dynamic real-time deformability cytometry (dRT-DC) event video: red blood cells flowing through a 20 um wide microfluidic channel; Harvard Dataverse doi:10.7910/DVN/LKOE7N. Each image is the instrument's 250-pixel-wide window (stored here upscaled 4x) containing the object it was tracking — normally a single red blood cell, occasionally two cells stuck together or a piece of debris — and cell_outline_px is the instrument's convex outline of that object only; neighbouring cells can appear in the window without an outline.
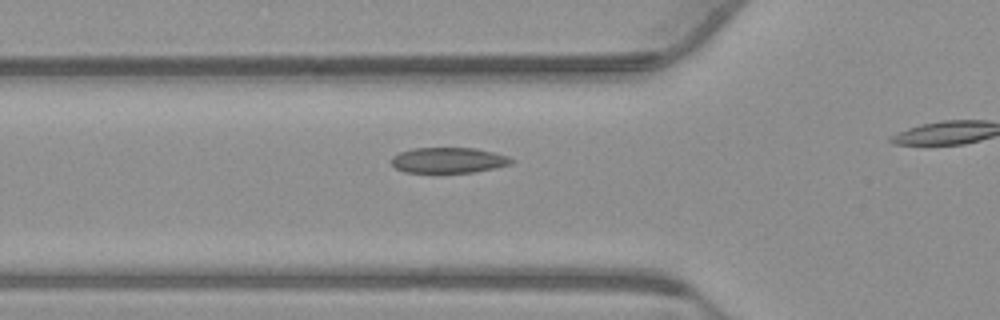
{"species": "common noctule bat (a hibernating species)", "species_latin": "Nyctalus noctula", "temperature_condition": "warm", "stored_images_in_passage": 18, "camera_frame_rate_fps": 3000, "um_per_image_px": 0.085, "animal": {"sex": "male", "body_mass_g": 23.1, "forearm_length_mm": 52.7}, "frame": {"image": 1, "passage_image": 13, "time_ms": 4.0, "image_size_px": [1000, 320], "cell_outline_px": [[516, 160], [512, 164], [496, 168], [472, 172], [404, 172], [396, 168], [388, 160], [392, 156], [400, 152], [412, 148], [476, 148], [508, 156]], "centroid_in_image_um": [38.12, 13.61], "position_along_channel_um": 87.7, "area_um2": 17.98}}
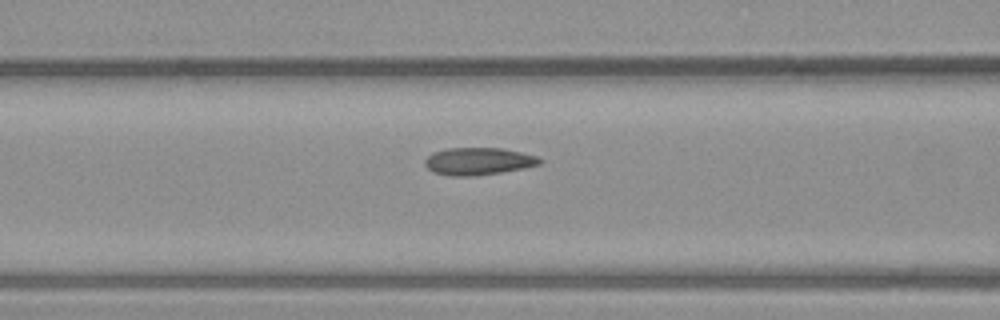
{"frame": {"image": 2, "passage_image": 16, "time_ms": 5.0, "image_size_px": [1000, 320], "cell_outline_px": [[544, 160], [540, 164], [524, 168], [476, 176], [452, 176], [432, 172], [424, 164], [424, 160], [432, 152], [448, 148], [500, 148], [520, 152], [536, 156]], "centroid_in_image_um": [40.64, 13.71], "position_along_channel_um": 126.0, "area_um2": 18.32}}